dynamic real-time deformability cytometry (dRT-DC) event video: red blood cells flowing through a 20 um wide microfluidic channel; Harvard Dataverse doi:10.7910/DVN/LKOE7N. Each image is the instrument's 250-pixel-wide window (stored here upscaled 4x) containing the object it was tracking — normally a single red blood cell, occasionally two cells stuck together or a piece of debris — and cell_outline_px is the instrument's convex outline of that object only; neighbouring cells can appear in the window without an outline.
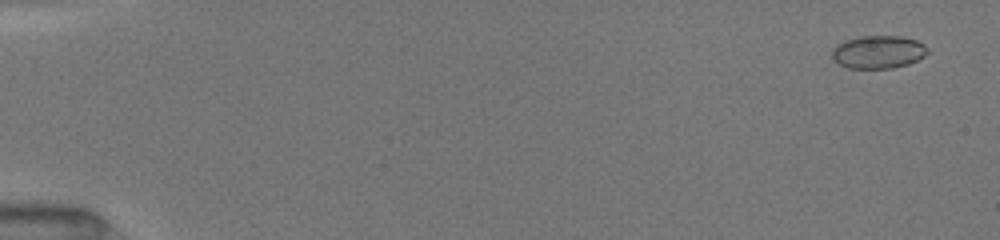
{"species": "common noctule bat (a hibernating species)", "species_latin": "Nyctalus noctula", "temperature_condition": "room temperature", "stored_images_in_passage": 52, "camera_frame_rate_fps": 3000, "um_per_image_px": 0.085, "animal": {"sex": "female", "body_mass_g": 19.5, "forearm_length_mm": 54.1}, "frame": {"image": 1, "passage_image": 3, "time_ms": 0.667, "image_size_px": [1000, 240], "cell_outline_px": [[928, 52], [924, 56], [908, 64], [892, 68], [848, 68], [832, 60], [832, 48], [836, 44], [844, 40], [860, 36], [900, 36], [916, 40], [924, 44], [928, 48]], "centroid_in_image_um": [74.62, 4.41], "position_along_channel_um": 10.4, "area_um2": 18.44}}
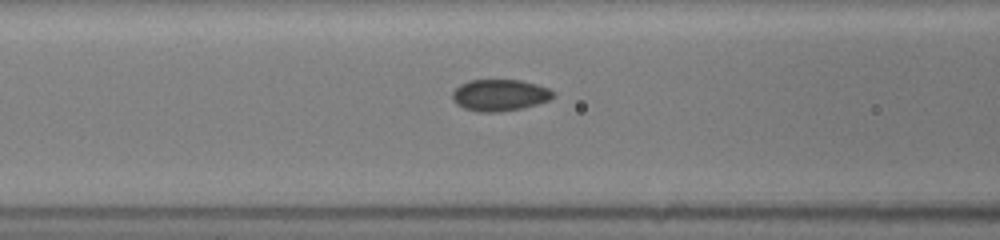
{"frame": {"image": 2, "passage_image": 23, "time_ms": 7.333, "image_size_px": [1000, 240], "cell_outline_px": [[552, 96], [548, 100], [536, 104], [520, 108], [500, 112], [476, 112], [464, 108], [456, 104], [452, 100], [452, 92], [460, 84], [468, 80], [520, 80], [536, 84], [548, 88], [552, 92]], "centroid_in_image_um": [42.41, 8.09], "position_along_channel_um": 124.2, "area_um2": 18.44}}
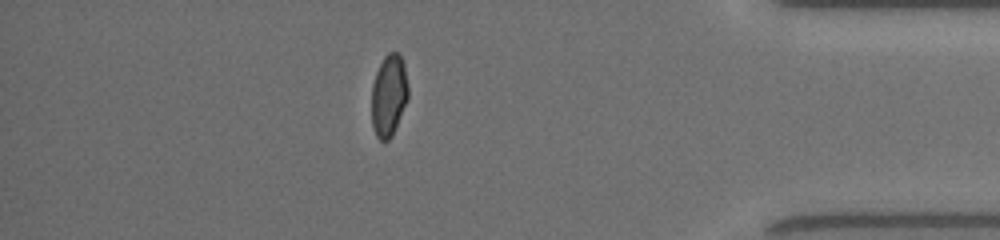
{"frame": {"image": 3, "passage_image": 46, "time_ms": 15.0, "image_size_px": [1000, 240], "cell_outline_px": [[408, 100], [392, 136], [388, 140], [380, 140], [376, 136], [372, 124], [372, 84], [376, 72], [384, 56], [388, 52], [400, 52], [404, 64], [408, 84]], "centroid_in_image_um": [33.06, 8.09], "position_along_channel_um": 402.1, "area_um2": 17.63}, "authors_computed_cell_mechanics": {"area_um2": 18.3804, "velocity_mm_per_s": 4.0475, "shape_relaxation_time_tau1_ms": null, "shape_relaxation_time_tau2_ms": 0.926, "deformation_change_tau1": null, "deformation_change_tau2": 0.0375}}